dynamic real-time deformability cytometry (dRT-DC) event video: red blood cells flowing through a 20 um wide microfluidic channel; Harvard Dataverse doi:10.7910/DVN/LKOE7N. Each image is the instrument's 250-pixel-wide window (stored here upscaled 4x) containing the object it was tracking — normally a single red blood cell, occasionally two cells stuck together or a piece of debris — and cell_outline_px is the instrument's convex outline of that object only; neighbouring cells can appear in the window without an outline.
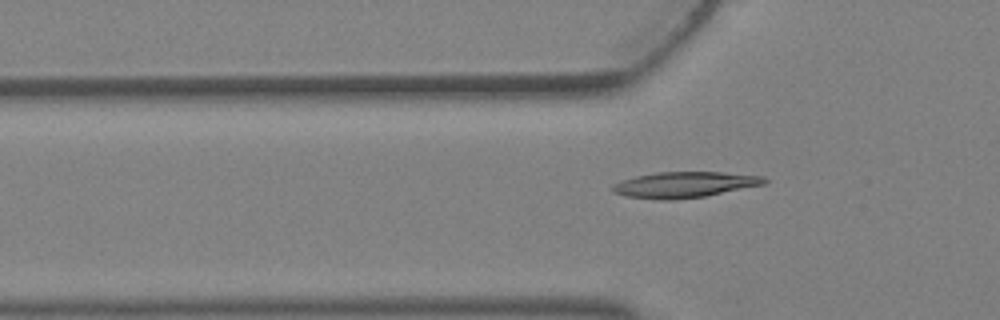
{"species": "Egyptian fruit bat (a non-hibernating species)", "species_latin": "Rousettus aegyptiacus", "temperature_condition": "warm", "stored_images_in_passage": 5, "segment_of_instrument_passage": [2, 2], "camera_frame_rate_fps": 3000, "um_per_image_px": 0.085, "animal": {"sex": "female"}, "frame": {"image": 1, "passage_image": 5, "time_ms": 1.333, "image_size_px": [1000, 320], "cell_outline_px": [[768, 180], [764, 184], [704, 196], [672, 200], [664, 200], [624, 196], [612, 192], [612, 184], [620, 180], [636, 176], [656, 172], [724, 172], [764, 176]], "centroid_in_image_um": [58.14, 15.69], "position_along_channel_um": 67.7, "area_um2": 22.83}}